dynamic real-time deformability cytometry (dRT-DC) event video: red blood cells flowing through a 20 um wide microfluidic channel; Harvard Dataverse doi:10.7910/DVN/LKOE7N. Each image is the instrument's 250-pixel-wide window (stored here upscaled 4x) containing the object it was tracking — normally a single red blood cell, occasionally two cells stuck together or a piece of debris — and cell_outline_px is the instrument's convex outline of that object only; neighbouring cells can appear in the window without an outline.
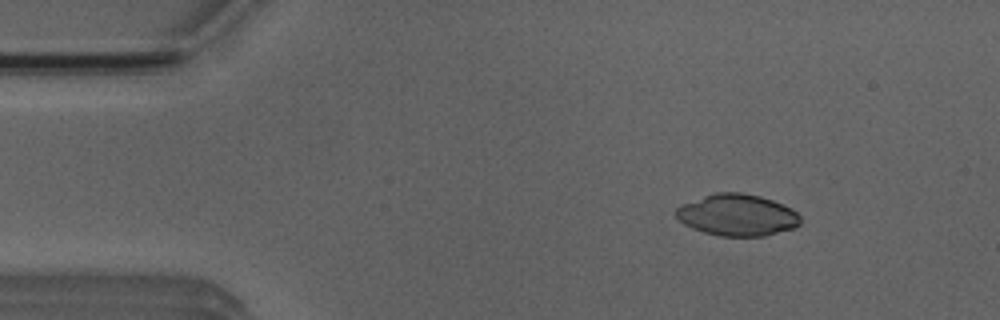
{"species": "Egyptian fruit bat (a non-hibernating species)", "species_latin": "Rousettus aegyptiacus", "temperature_condition": "room temperature", "stored_images_in_passage": 46, "camera_frame_rate_fps": 3000, "um_per_image_px": 0.085, "animal": {"sex": "male"}, "frame": {"image": 1, "passage_image": 1, "time_ms": 0.0, "image_size_px": [1000, 320], "cell_outline_px": [[800, 224], [792, 228], [764, 236], [720, 236], [704, 232], [692, 228], [684, 224], [676, 216], [676, 208], [680, 204], [716, 192], [740, 192], [760, 196], [772, 200], [792, 208], [800, 216]], "centroid_in_image_um": [62.65, 18.27], "position_along_channel_um": 22.3, "area_um2": 30.11}}
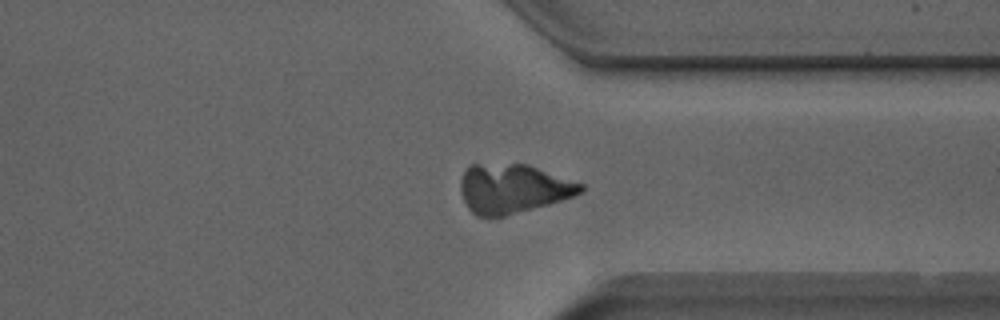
{"frame": {"image": 2, "passage_image": 33, "time_ms": 10.667, "image_size_px": [1000, 320], "cell_outline_px": [[584, 188], [580, 192], [572, 196], [548, 204], [504, 216], [476, 216], [468, 208], [460, 192], [460, 180], [464, 168], [468, 164], [528, 164], [584, 184]], "centroid_in_image_um": [43.55, 16.01], "position_along_channel_um": 367.9, "area_um2": 34.33}}
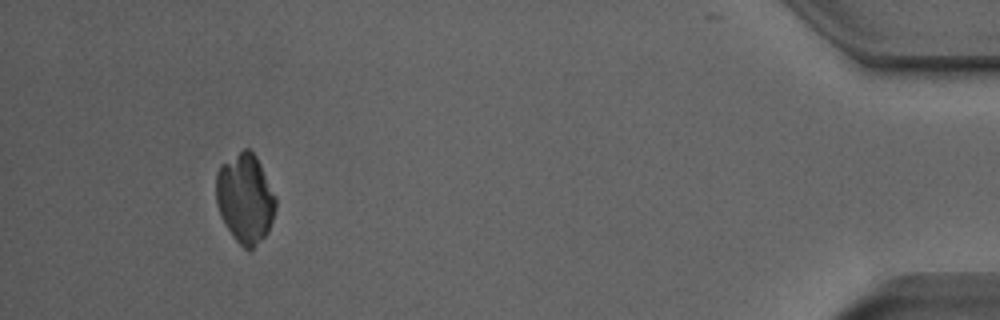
{"frame": {"image": 3, "passage_image": 42, "time_ms": 13.667, "image_size_px": [1000, 320], "cell_outline_px": [[276, 208], [268, 232], [252, 252], [248, 252], [232, 236], [224, 224], [220, 216], [216, 204], [216, 172], [220, 164], [244, 148], [248, 148], [256, 156], [276, 196]], "centroid_in_image_um": [20.82, 16.9], "position_along_channel_um": 414.4, "area_um2": 31.5}}